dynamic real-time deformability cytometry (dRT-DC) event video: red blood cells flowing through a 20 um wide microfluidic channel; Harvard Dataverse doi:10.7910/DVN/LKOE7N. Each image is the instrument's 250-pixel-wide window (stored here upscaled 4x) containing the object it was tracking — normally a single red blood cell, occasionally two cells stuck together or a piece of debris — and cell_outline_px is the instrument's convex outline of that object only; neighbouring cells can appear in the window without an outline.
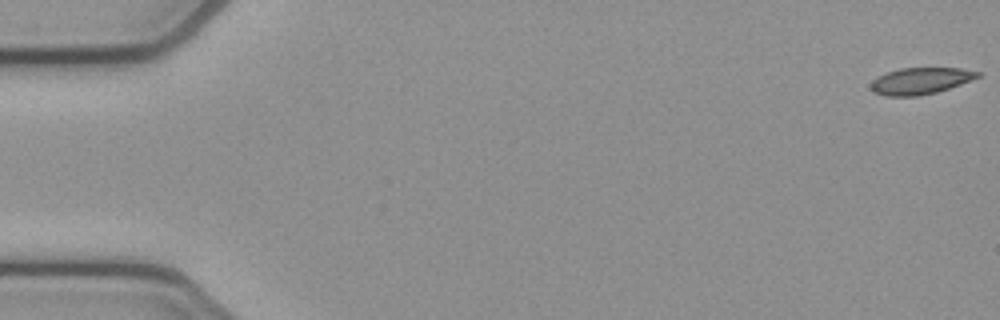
{"species": "common noctule bat (a hibernating species)", "species_latin": "Nyctalus noctula", "temperature_condition": "cold", "stored_images_in_passage": 53, "camera_frame_rate_fps": 3000, "um_per_image_px": 0.085, "animal": {"sex": "female", "body_mass_g": 21.9}, "frame": {"image": 1, "passage_image": 1, "time_ms": 0.0, "image_size_px": [1000, 320], "cell_outline_px": [[980, 76], [960, 84], [936, 92], [920, 96], [888, 96], [872, 92], [872, 80], [876, 76], [900, 68], [960, 68], [980, 72]], "centroid_in_image_um": [78.21, 6.87], "position_along_channel_um": 6.8, "area_um2": 16.42}}
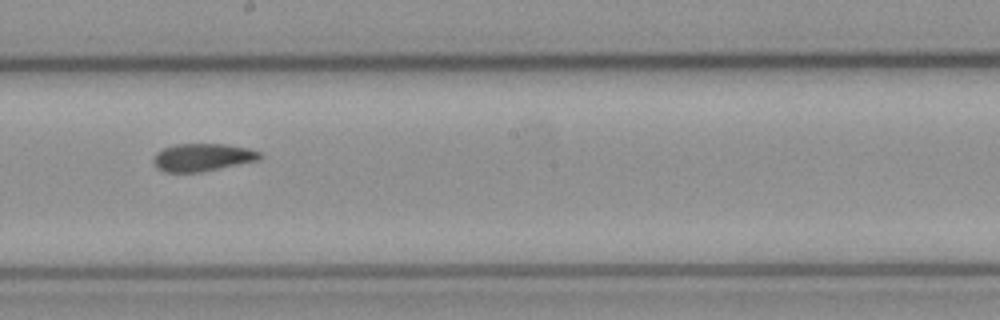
{"frame": {"image": 2, "passage_image": 30, "time_ms": 9.667, "image_size_px": [1000, 320], "cell_outline_px": [[264, 156], [260, 160], [200, 172], [164, 172], [156, 168], [152, 160], [156, 152], [164, 148], [176, 144], [224, 144], [248, 148], [260, 152]], "centroid_in_image_um": [17.21, 13.37], "position_along_channel_um": 231.0, "area_um2": 17.28}}
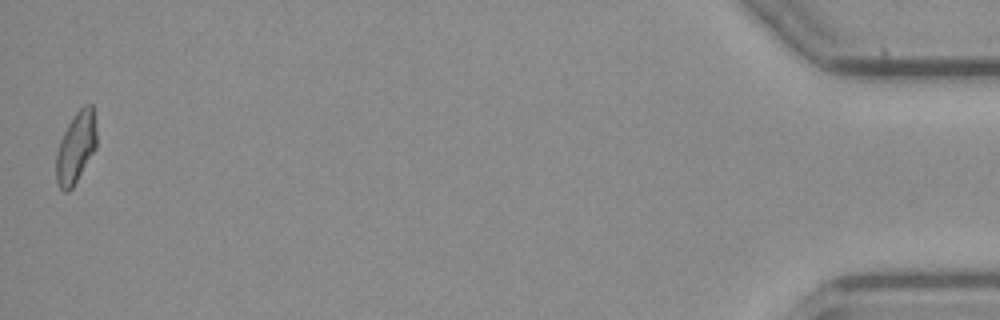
{"frame": {"image": 3, "passage_image": 53, "time_ms": 17.333, "image_size_px": [1000, 320], "cell_outline_px": [[96, 148], [72, 188], [68, 192], [64, 192], [60, 188], [56, 180], [56, 152], [60, 140], [68, 124], [76, 112], [84, 104], [92, 104], [96, 132]], "centroid_in_image_um": [6.44, 12.54], "position_along_channel_um": 428.8, "area_um2": 16.65}, "authors_computed_cell_mechanics": {"area_um2": 17.2822, "velocity_mm_per_s": 3.8685, "shape_relaxation_time_tau1_ms": null, "shape_relaxation_time_tau2_ms": 3.4072, "deformation_change_tau1": null, "deformation_change_tau2": 0.083}}